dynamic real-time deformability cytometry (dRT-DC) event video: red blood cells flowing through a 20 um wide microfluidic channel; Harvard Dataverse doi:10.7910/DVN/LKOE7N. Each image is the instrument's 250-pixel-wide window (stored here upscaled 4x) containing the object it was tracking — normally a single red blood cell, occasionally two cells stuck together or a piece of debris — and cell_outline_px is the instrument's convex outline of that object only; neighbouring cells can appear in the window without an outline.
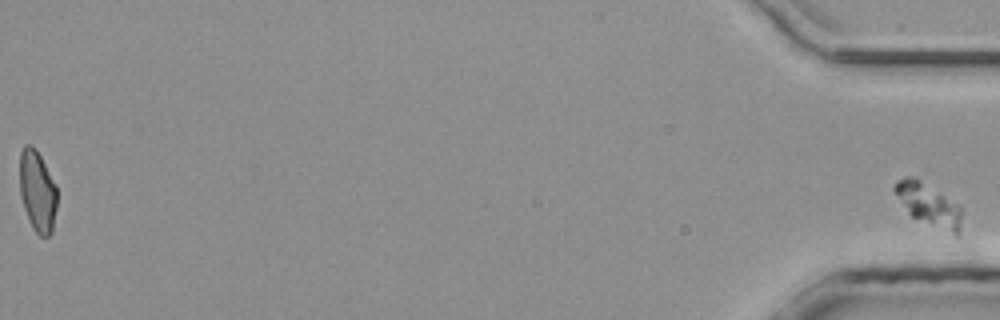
{"species": "common noctule bat (a hibernating species)", "species_latin": "Nyctalus noctula", "temperature_condition": "room temperature", "stored_images_in_passage": 43, "segment_of_instrument_passage": [2, 2], "camera_frame_rate_fps": 3000, "um_per_image_px": 0.085, "animal": {"sex": "male", "body_mass_g": 20.4}, "frame": {"image": 1, "passage_image": 43, "time_ms": 14.0, "image_size_px": [1000, 320], "cell_outline_px": [[960, 232], [956, 236], [912, 216], [908, 212], [892, 188], [896, 180], [904, 176], [912, 176], [920, 180], [960, 204]], "centroid_in_image_um": [78.93, 17.37], "position_along_channel_um": 356.3, "area_um2": 16.36}}